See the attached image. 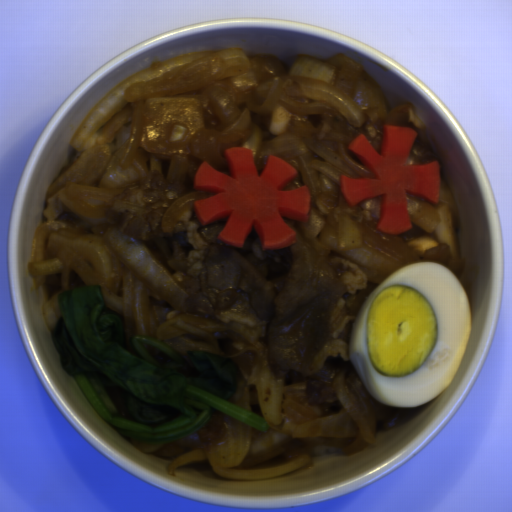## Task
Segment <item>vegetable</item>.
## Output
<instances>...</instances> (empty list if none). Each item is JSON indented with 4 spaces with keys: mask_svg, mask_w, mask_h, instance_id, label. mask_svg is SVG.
Segmentation results:
<instances>
[{
    "mask_svg": "<svg viewBox=\"0 0 512 512\" xmlns=\"http://www.w3.org/2000/svg\"><path fill=\"white\" fill-rule=\"evenodd\" d=\"M58 304L51 338L61 366L100 418L124 437L166 443L201 430L219 412L269 431L265 417L229 400L238 392L235 361L213 351L179 353L141 335L126 337L97 285L63 292Z\"/></svg>",
    "mask_w": 512,
    "mask_h": 512,
    "instance_id": "obj_1",
    "label": "vegetable"
}]
</instances>
